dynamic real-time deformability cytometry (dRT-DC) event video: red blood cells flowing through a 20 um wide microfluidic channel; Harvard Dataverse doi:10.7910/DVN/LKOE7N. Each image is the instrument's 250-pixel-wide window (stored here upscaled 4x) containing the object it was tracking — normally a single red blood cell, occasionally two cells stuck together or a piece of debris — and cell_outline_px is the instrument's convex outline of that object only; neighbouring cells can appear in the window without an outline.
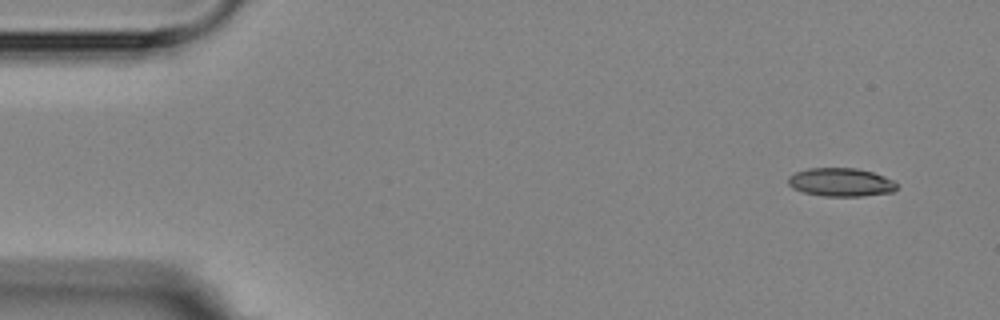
{"species": "Egyptian fruit bat (a non-hibernating species)", "species_latin": "Rousettus aegyptiacus", "temperature_condition": "room temperature", "stored_images_in_passage": 3, "camera_frame_rate_fps": 3000, "um_per_image_px": 0.085, "animal": {"sex": "female"}, "frame": {"image": 1, "passage_image": 3, "time_ms": 2.333, "image_size_px": [1000, 320], "cell_outline_px": [[896, 188], [892, 192], [864, 196], [824, 196], [804, 192], [792, 188], [788, 184], [788, 176], [796, 172], [808, 168], [856, 168], [872, 172], [884, 176], [892, 180], [896, 184]], "centroid_in_image_um": [71.45, 15.49], "position_along_channel_um": 13.6, "area_um2": 17.92}}